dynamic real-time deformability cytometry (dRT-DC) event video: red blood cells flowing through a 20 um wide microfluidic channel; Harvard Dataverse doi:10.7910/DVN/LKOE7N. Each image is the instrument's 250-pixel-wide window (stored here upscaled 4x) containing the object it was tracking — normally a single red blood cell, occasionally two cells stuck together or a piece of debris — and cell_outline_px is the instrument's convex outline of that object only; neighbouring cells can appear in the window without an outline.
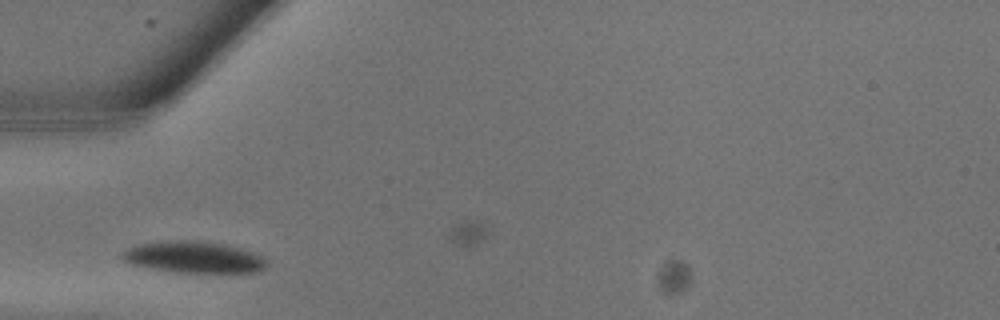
{"species": "common noctule bat (a hibernating species)", "species_latin": "Nyctalus noctula", "temperature_condition": "warm", "stored_images_in_passage": 3, "camera_frame_rate_fps": 3000, "um_per_image_px": 0.085, "animal": {"sex": "male", "body_mass_g": 13.3}, "frame": {"image": 1, "passage_image": 1, "time_ms": 0.0, "image_size_px": [1000, 320], "cell_outline_px": [[268, 264], [264, 268], [252, 272], [180, 272], [152, 268], [128, 264], [124, 260], [124, 252], [128, 248], [136, 244], [168, 240], [200, 240], [224, 244], [240, 248], [252, 252], [260, 256]], "centroid_in_image_um": [16.44, 21.84], "position_along_channel_um": 68.6, "area_um2": 26.24}}